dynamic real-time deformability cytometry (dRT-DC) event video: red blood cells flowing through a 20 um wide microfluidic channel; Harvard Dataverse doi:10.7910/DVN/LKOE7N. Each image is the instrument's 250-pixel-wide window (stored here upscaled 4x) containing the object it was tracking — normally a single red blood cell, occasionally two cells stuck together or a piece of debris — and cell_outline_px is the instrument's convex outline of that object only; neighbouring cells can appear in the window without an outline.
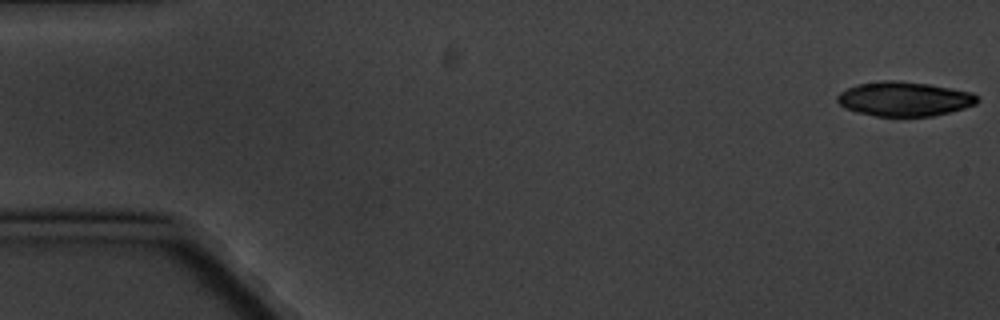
{"species": "common noctule bat (a hibernating species)", "species_latin": "Nyctalus noctula", "temperature_condition": "cold", "stored_images_in_passage": 5, "camera_frame_rate_fps": 3000, "um_per_image_px": 0.085, "animal": {"sex": "male", "body_mass_g": 20.1, "forearm_length_mm": 53.5}, "frame": {"image": 1, "passage_image": 1, "time_ms": 0.0, "image_size_px": [1000, 320], "cell_outline_px": [[980, 100], [976, 104], [964, 108], [932, 116], [876, 116], [856, 112], [844, 108], [836, 100], [836, 96], [840, 92], [856, 84], [884, 80], [892, 80], [928, 84], [972, 92]], "centroid_in_image_um": [76.83, 8.41], "position_along_channel_um": 8.2, "area_um2": 28.03}}